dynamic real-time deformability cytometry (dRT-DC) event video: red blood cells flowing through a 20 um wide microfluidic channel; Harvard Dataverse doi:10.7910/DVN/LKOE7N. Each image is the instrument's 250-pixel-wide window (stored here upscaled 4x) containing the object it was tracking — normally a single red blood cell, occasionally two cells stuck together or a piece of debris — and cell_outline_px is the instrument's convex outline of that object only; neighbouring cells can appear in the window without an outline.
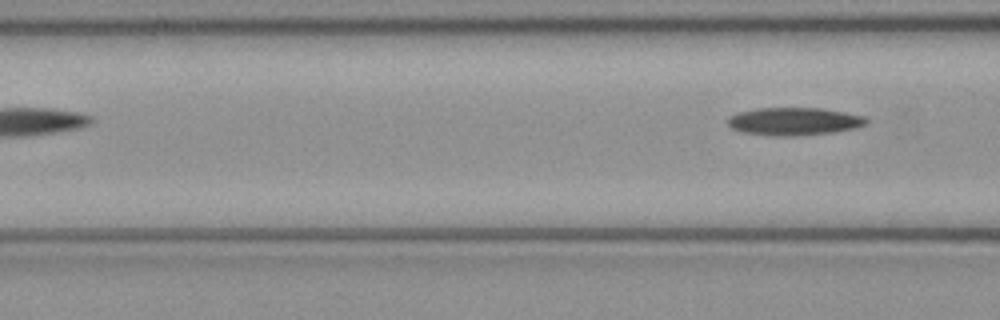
{"species": "common noctule bat (a hibernating species)", "species_latin": "Nyctalus noctula", "temperature_condition": "cold", "stored_images_in_passage": 5, "camera_frame_rate_fps": 3000, "um_per_image_px": 0.085, "animal": {"sex": "female", "body_mass_g": 21.9}, "frame": {"image": 1, "passage_image": 5, "time_ms": 1.333, "image_size_px": [1000, 320], "cell_outline_px": [[868, 124], [856, 128], [836, 132], [792, 136], [772, 136], [740, 132], [732, 128], [724, 120], [728, 116], [740, 112], [756, 108], [824, 108], [864, 116], [868, 120]], "centroid_in_image_um": [67.48, 10.32], "position_along_channel_um": 99.1, "area_um2": 22.77}}